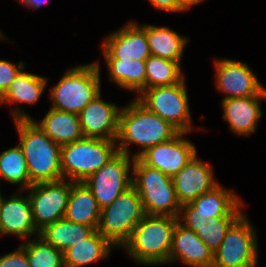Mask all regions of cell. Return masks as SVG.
<instances>
[{
  "label": "cell",
  "mask_w": 266,
  "mask_h": 267,
  "mask_svg": "<svg viewBox=\"0 0 266 267\" xmlns=\"http://www.w3.org/2000/svg\"><path fill=\"white\" fill-rule=\"evenodd\" d=\"M11 113L19 136V146L26 158L30 182H56L63 179L61 146L55 143L24 111Z\"/></svg>",
  "instance_id": "1"
},
{
  "label": "cell",
  "mask_w": 266,
  "mask_h": 267,
  "mask_svg": "<svg viewBox=\"0 0 266 267\" xmlns=\"http://www.w3.org/2000/svg\"><path fill=\"white\" fill-rule=\"evenodd\" d=\"M180 131L159 115L150 112L136 99L124 108L119 114L118 152L130 156L128 146L137 144L141 151L132 158H138L148 148L174 138Z\"/></svg>",
  "instance_id": "2"
},
{
  "label": "cell",
  "mask_w": 266,
  "mask_h": 267,
  "mask_svg": "<svg viewBox=\"0 0 266 267\" xmlns=\"http://www.w3.org/2000/svg\"><path fill=\"white\" fill-rule=\"evenodd\" d=\"M177 222L178 217L145 214L123 248L140 264L148 266L169 263L172 236Z\"/></svg>",
  "instance_id": "3"
},
{
  "label": "cell",
  "mask_w": 266,
  "mask_h": 267,
  "mask_svg": "<svg viewBox=\"0 0 266 267\" xmlns=\"http://www.w3.org/2000/svg\"><path fill=\"white\" fill-rule=\"evenodd\" d=\"M100 75L98 61L70 68L50 91V108L79 114L101 93Z\"/></svg>",
  "instance_id": "4"
},
{
  "label": "cell",
  "mask_w": 266,
  "mask_h": 267,
  "mask_svg": "<svg viewBox=\"0 0 266 267\" xmlns=\"http://www.w3.org/2000/svg\"><path fill=\"white\" fill-rule=\"evenodd\" d=\"M132 165V187L138 192L144 213L178 217L181 205L172 177L145 165L139 158H134Z\"/></svg>",
  "instance_id": "5"
},
{
  "label": "cell",
  "mask_w": 266,
  "mask_h": 267,
  "mask_svg": "<svg viewBox=\"0 0 266 267\" xmlns=\"http://www.w3.org/2000/svg\"><path fill=\"white\" fill-rule=\"evenodd\" d=\"M116 143V140L83 137L61 146L63 179L84 182L118 153Z\"/></svg>",
  "instance_id": "6"
},
{
  "label": "cell",
  "mask_w": 266,
  "mask_h": 267,
  "mask_svg": "<svg viewBox=\"0 0 266 267\" xmlns=\"http://www.w3.org/2000/svg\"><path fill=\"white\" fill-rule=\"evenodd\" d=\"M138 192L130 187L110 205L101 209L97 231L114 247H123L130 239L135 226L144 217Z\"/></svg>",
  "instance_id": "7"
},
{
  "label": "cell",
  "mask_w": 266,
  "mask_h": 267,
  "mask_svg": "<svg viewBox=\"0 0 266 267\" xmlns=\"http://www.w3.org/2000/svg\"><path fill=\"white\" fill-rule=\"evenodd\" d=\"M136 100L180 132L190 133L193 130L185 78L174 85L146 88Z\"/></svg>",
  "instance_id": "8"
},
{
  "label": "cell",
  "mask_w": 266,
  "mask_h": 267,
  "mask_svg": "<svg viewBox=\"0 0 266 267\" xmlns=\"http://www.w3.org/2000/svg\"><path fill=\"white\" fill-rule=\"evenodd\" d=\"M254 226L243 213L227 230L212 267H256L258 243Z\"/></svg>",
  "instance_id": "9"
},
{
  "label": "cell",
  "mask_w": 266,
  "mask_h": 267,
  "mask_svg": "<svg viewBox=\"0 0 266 267\" xmlns=\"http://www.w3.org/2000/svg\"><path fill=\"white\" fill-rule=\"evenodd\" d=\"M133 162L134 158L118 152L83 182L101 209L110 205L118 196L132 187V174L129 176V173Z\"/></svg>",
  "instance_id": "10"
},
{
  "label": "cell",
  "mask_w": 266,
  "mask_h": 267,
  "mask_svg": "<svg viewBox=\"0 0 266 267\" xmlns=\"http://www.w3.org/2000/svg\"><path fill=\"white\" fill-rule=\"evenodd\" d=\"M75 182L59 180L32 184L28 197L31 203L33 223L38 231L64 218L71 187Z\"/></svg>",
  "instance_id": "11"
},
{
  "label": "cell",
  "mask_w": 266,
  "mask_h": 267,
  "mask_svg": "<svg viewBox=\"0 0 266 267\" xmlns=\"http://www.w3.org/2000/svg\"><path fill=\"white\" fill-rule=\"evenodd\" d=\"M179 132L174 138L148 148L138 158L147 166L174 177L196 154L193 143Z\"/></svg>",
  "instance_id": "12"
},
{
  "label": "cell",
  "mask_w": 266,
  "mask_h": 267,
  "mask_svg": "<svg viewBox=\"0 0 266 267\" xmlns=\"http://www.w3.org/2000/svg\"><path fill=\"white\" fill-rule=\"evenodd\" d=\"M215 61L216 87L226 93L223 99L257 96L266 89L246 63L231 59Z\"/></svg>",
  "instance_id": "13"
},
{
  "label": "cell",
  "mask_w": 266,
  "mask_h": 267,
  "mask_svg": "<svg viewBox=\"0 0 266 267\" xmlns=\"http://www.w3.org/2000/svg\"><path fill=\"white\" fill-rule=\"evenodd\" d=\"M172 181L181 206L190 204L220 184L214 178L211 165L198 159L197 154L172 177Z\"/></svg>",
  "instance_id": "14"
},
{
  "label": "cell",
  "mask_w": 266,
  "mask_h": 267,
  "mask_svg": "<svg viewBox=\"0 0 266 267\" xmlns=\"http://www.w3.org/2000/svg\"><path fill=\"white\" fill-rule=\"evenodd\" d=\"M103 42L105 59L146 60L151 55L146 32L136 22L129 21Z\"/></svg>",
  "instance_id": "15"
},
{
  "label": "cell",
  "mask_w": 266,
  "mask_h": 267,
  "mask_svg": "<svg viewBox=\"0 0 266 267\" xmlns=\"http://www.w3.org/2000/svg\"><path fill=\"white\" fill-rule=\"evenodd\" d=\"M235 192L221 184L180 208L179 215H201L202 217H240L244 212L242 203Z\"/></svg>",
  "instance_id": "16"
},
{
  "label": "cell",
  "mask_w": 266,
  "mask_h": 267,
  "mask_svg": "<svg viewBox=\"0 0 266 267\" xmlns=\"http://www.w3.org/2000/svg\"><path fill=\"white\" fill-rule=\"evenodd\" d=\"M119 109L114 103L104 102L97 95L78 115L84 137L116 140Z\"/></svg>",
  "instance_id": "17"
},
{
  "label": "cell",
  "mask_w": 266,
  "mask_h": 267,
  "mask_svg": "<svg viewBox=\"0 0 266 267\" xmlns=\"http://www.w3.org/2000/svg\"><path fill=\"white\" fill-rule=\"evenodd\" d=\"M39 235L32 219L31 203L28 197L16 193L0 202V235H15L28 238Z\"/></svg>",
  "instance_id": "18"
},
{
  "label": "cell",
  "mask_w": 266,
  "mask_h": 267,
  "mask_svg": "<svg viewBox=\"0 0 266 267\" xmlns=\"http://www.w3.org/2000/svg\"><path fill=\"white\" fill-rule=\"evenodd\" d=\"M266 98V89L257 96L222 99L223 118L230 130L239 136H249L255 132L262 116L260 100Z\"/></svg>",
  "instance_id": "19"
},
{
  "label": "cell",
  "mask_w": 266,
  "mask_h": 267,
  "mask_svg": "<svg viewBox=\"0 0 266 267\" xmlns=\"http://www.w3.org/2000/svg\"><path fill=\"white\" fill-rule=\"evenodd\" d=\"M178 260L192 267H212L214 262V254L209 247L179 221L173 231L169 263Z\"/></svg>",
  "instance_id": "20"
},
{
  "label": "cell",
  "mask_w": 266,
  "mask_h": 267,
  "mask_svg": "<svg viewBox=\"0 0 266 267\" xmlns=\"http://www.w3.org/2000/svg\"><path fill=\"white\" fill-rule=\"evenodd\" d=\"M38 126L59 146L84 137L79 115L50 108Z\"/></svg>",
  "instance_id": "21"
},
{
  "label": "cell",
  "mask_w": 266,
  "mask_h": 267,
  "mask_svg": "<svg viewBox=\"0 0 266 267\" xmlns=\"http://www.w3.org/2000/svg\"><path fill=\"white\" fill-rule=\"evenodd\" d=\"M100 214L101 208L91 191L83 182H75L71 187L64 218L97 230Z\"/></svg>",
  "instance_id": "22"
},
{
  "label": "cell",
  "mask_w": 266,
  "mask_h": 267,
  "mask_svg": "<svg viewBox=\"0 0 266 267\" xmlns=\"http://www.w3.org/2000/svg\"><path fill=\"white\" fill-rule=\"evenodd\" d=\"M139 26L146 32L151 55L181 63L184 48L189 40L187 37L168 27L149 24Z\"/></svg>",
  "instance_id": "23"
},
{
  "label": "cell",
  "mask_w": 266,
  "mask_h": 267,
  "mask_svg": "<svg viewBox=\"0 0 266 267\" xmlns=\"http://www.w3.org/2000/svg\"><path fill=\"white\" fill-rule=\"evenodd\" d=\"M95 231L94 227L62 218L45 226L39 231V236L63 253L74 244L89 238Z\"/></svg>",
  "instance_id": "24"
},
{
  "label": "cell",
  "mask_w": 266,
  "mask_h": 267,
  "mask_svg": "<svg viewBox=\"0 0 266 267\" xmlns=\"http://www.w3.org/2000/svg\"><path fill=\"white\" fill-rule=\"evenodd\" d=\"M114 246L97 230L63 252L64 267H83L108 257Z\"/></svg>",
  "instance_id": "25"
},
{
  "label": "cell",
  "mask_w": 266,
  "mask_h": 267,
  "mask_svg": "<svg viewBox=\"0 0 266 267\" xmlns=\"http://www.w3.org/2000/svg\"><path fill=\"white\" fill-rule=\"evenodd\" d=\"M109 79L123 89L138 92L146 89L145 60L105 59Z\"/></svg>",
  "instance_id": "26"
},
{
  "label": "cell",
  "mask_w": 266,
  "mask_h": 267,
  "mask_svg": "<svg viewBox=\"0 0 266 267\" xmlns=\"http://www.w3.org/2000/svg\"><path fill=\"white\" fill-rule=\"evenodd\" d=\"M47 79L43 76L21 71L11 82L6 93L0 98V104H35L46 88Z\"/></svg>",
  "instance_id": "27"
},
{
  "label": "cell",
  "mask_w": 266,
  "mask_h": 267,
  "mask_svg": "<svg viewBox=\"0 0 266 267\" xmlns=\"http://www.w3.org/2000/svg\"><path fill=\"white\" fill-rule=\"evenodd\" d=\"M145 63L146 88L174 85L185 78L181 64L176 61L150 55Z\"/></svg>",
  "instance_id": "28"
},
{
  "label": "cell",
  "mask_w": 266,
  "mask_h": 267,
  "mask_svg": "<svg viewBox=\"0 0 266 267\" xmlns=\"http://www.w3.org/2000/svg\"><path fill=\"white\" fill-rule=\"evenodd\" d=\"M0 177L12 184H20V191L27 190L30 182L26 158L19 145L0 154Z\"/></svg>",
  "instance_id": "29"
},
{
  "label": "cell",
  "mask_w": 266,
  "mask_h": 267,
  "mask_svg": "<svg viewBox=\"0 0 266 267\" xmlns=\"http://www.w3.org/2000/svg\"><path fill=\"white\" fill-rule=\"evenodd\" d=\"M20 246L25 250L30 267H64L63 253L41 236Z\"/></svg>",
  "instance_id": "30"
},
{
  "label": "cell",
  "mask_w": 266,
  "mask_h": 267,
  "mask_svg": "<svg viewBox=\"0 0 266 267\" xmlns=\"http://www.w3.org/2000/svg\"><path fill=\"white\" fill-rule=\"evenodd\" d=\"M239 217H212L204 227L195 233L209 247L213 254L219 249L227 230Z\"/></svg>",
  "instance_id": "31"
},
{
  "label": "cell",
  "mask_w": 266,
  "mask_h": 267,
  "mask_svg": "<svg viewBox=\"0 0 266 267\" xmlns=\"http://www.w3.org/2000/svg\"><path fill=\"white\" fill-rule=\"evenodd\" d=\"M24 62L19 61L17 65L7 60H0V98L6 93L11 82L24 69Z\"/></svg>",
  "instance_id": "32"
},
{
  "label": "cell",
  "mask_w": 266,
  "mask_h": 267,
  "mask_svg": "<svg viewBox=\"0 0 266 267\" xmlns=\"http://www.w3.org/2000/svg\"><path fill=\"white\" fill-rule=\"evenodd\" d=\"M0 267H30L25 250L19 246L14 252L0 257Z\"/></svg>",
  "instance_id": "33"
},
{
  "label": "cell",
  "mask_w": 266,
  "mask_h": 267,
  "mask_svg": "<svg viewBox=\"0 0 266 267\" xmlns=\"http://www.w3.org/2000/svg\"><path fill=\"white\" fill-rule=\"evenodd\" d=\"M178 221L185 228L196 232L204 227L210 221V218L202 217L201 215H178Z\"/></svg>",
  "instance_id": "34"
},
{
  "label": "cell",
  "mask_w": 266,
  "mask_h": 267,
  "mask_svg": "<svg viewBox=\"0 0 266 267\" xmlns=\"http://www.w3.org/2000/svg\"><path fill=\"white\" fill-rule=\"evenodd\" d=\"M156 9L167 12H182L176 0H148Z\"/></svg>",
  "instance_id": "35"
},
{
  "label": "cell",
  "mask_w": 266,
  "mask_h": 267,
  "mask_svg": "<svg viewBox=\"0 0 266 267\" xmlns=\"http://www.w3.org/2000/svg\"><path fill=\"white\" fill-rule=\"evenodd\" d=\"M178 6L183 10H189L190 7L203 2L204 0H176Z\"/></svg>",
  "instance_id": "36"
},
{
  "label": "cell",
  "mask_w": 266,
  "mask_h": 267,
  "mask_svg": "<svg viewBox=\"0 0 266 267\" xmlns=\"http://www.w3.org/2000/svg\"><path fill=\"white\" fill-rule=\"evenodd\" d=\"M46 1L47 0H19L21 4L25 5V7L34 8V10H36V8H40L46 3Z\"/></svg>",
  "instance_id": "37"
},
{
  "label": "cell",
  "mask_w": 266,
  "mask_h": 267,
  "mask_svg": "<svg viewBox=\"0 0 266 267\" xmlns=\"http://www.w3.org/2000/svg\"><path fill=\"white\" fill-rule=\"evenodd\" d=\"M5 38H6L5 35H3V34L0 32V40H1V39L5 40Z\"/></svg>",
  "instance_id": "38"
},
{
  "label": "cell",
  "mask_w": 266,
  "mask_h": 267,
  "mask_svg": "<svg viewBox=\"0 0 266 267\" xmlns=\"http://www.w3.org/2000/svg\"><path fill=\"white\" fill-rule=\"evenodd\" d=\"M2 198H3V196L1 195V192H0V202H1Z\"/></svg>",
  "instance_id": "39"
}]
</instances>
